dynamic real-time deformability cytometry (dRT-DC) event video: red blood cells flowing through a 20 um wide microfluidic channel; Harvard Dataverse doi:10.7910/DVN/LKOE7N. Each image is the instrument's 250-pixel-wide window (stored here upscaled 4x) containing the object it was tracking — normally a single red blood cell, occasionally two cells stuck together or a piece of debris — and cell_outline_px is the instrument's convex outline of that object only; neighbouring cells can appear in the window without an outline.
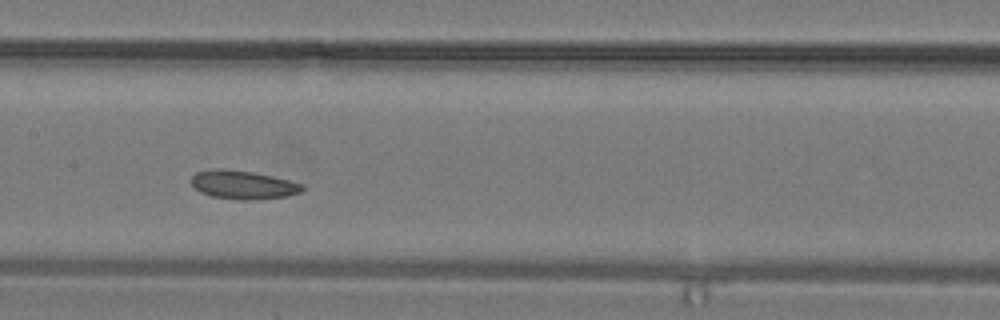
{"species": "common noctule bat (a hibernating species)", "species_latin": "Nyctalus noctula", "temperature_condition": "warm", "stored_images_in_passage": 26, "camera_frame_rate_fps": 3000, "um_per_image_px": 0.085, "animal": {"sex": "male", "body_mass_g": 19.2, "forearm_length_mm": 51.8}, "frame": {"image": 1, "passage_image": 12, "time_ms": 3.667, "image_size_px": [1000, 320], "cell_outline_px": [[304, 188], [300, 192], [284, 196], [248, 200], [240, 200], [212, 196], [200, 192], [192, 184], [192, 176], [196, 172], [212, 168], [224, 168], [252, 172], [272, 176], [304, 184]], "centroid_in_image_um": [20.63, 15.69], "position_along_channel_um": 186.8, "area_um2": 18.32}}